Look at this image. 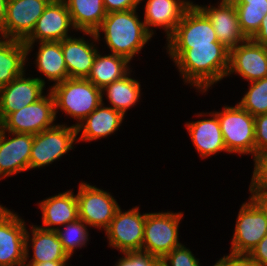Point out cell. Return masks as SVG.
<instances>
[{
    "label": "cell",
    "instance_id": "obj_12",
    "mask_svg": "<svg viewBox=\"0 0 267 266\" xmlns=\"http://www.w3.org/2000/svg\"><path fill=\"white\" fill-rule=\"evenodd\" d=\"M70 28L75 30L65 1L51 0L37 20L32 33L23 41L27 47V55L31 53L35 42H60L70 37Z\"/></svg>",
    "mask_w": 267,
    "mask_h": 266
},
{
    "label": "cell",
    "instance_id": "obj_13",
    "mask_svg": "<svg viewBox=\"0 0 267 266\" xmlns=\"http://www.w3.org/2000/svg\"><path fill=\"white\" fill-rule=\"evenodd\" d=\"M26 222L0 205V266H24Z\"/></svg>",
    "mask_w": 267,
    "mask_h": 266
},
{
    "label": "cell",
    "instance_id": "obj_15",
    "mask_svg": "<svg viewBox=\"0 0 267 266\" xmlns=\"http://www.w3.org/2000/svg\"><path fill=\"white\" fill-rule=\"evenodd\" d=\"M234 73L249 82L267 77V47L247 39L232 48L227 76Z\"/></svg>",
    "mask_w": 267,
    "mask_h": 266
},
{
    "label": "cell",
    "instance_id": "obj_30",
    "mask_svg": "<svg viewBox=\"0 0 267 266\" xmlns=\"http://www.w3.org/2000/svg\"><path fill=\"white\" fill-rule=\"evenodd\" d=\"M88 225L80 218L67 223L63 228L56 229L58 239L62 243L64 251L71 258L76 248L86 246L89 241Z\"/></svg>",
    "mask_w": 267,
    "mask_h": 266
},
{
    "label": "cell",
    "instance_id": "obj_16",
    "mask_svg": "<svg viewBox=\"0 0 267 266\" xmlns=\"http://www.w3.org/2000/svg\"><path fill=\"white\" fill-rule=\"evenodd\" d=\"M6 134L0 127V180L29 170L33 134L13 133ZM13 136L12 138L7 136Z\"/></svg>",
    "mask_w": 267,
    "mask_h": 266
},
{
    "label": "cell",
    "instance_id": "obj_9",
    "mask_svg": "<svg viewBox=\"0 0 267 266\" xmlns=\"http://www.w3.org/2000/svg\"><path fill=\"white\" fill-rule=\"evenodd\" d=\"M166 41V49H190L192 46L219 42L210 20L195 4L185 11L180 23Z\"/></svg>",
    "mask_w": 267,
    "mask_h": 266
},
{
    "label": "cell",
    "instance_id": "obj_11",
    "mask_svg": "<svg viewBox=\"0 0 267 266\" xmlns=\"http://www.w3.org/2000/svg\"><path fill=\"white\" fill-rule=\"evenodd\" d=\"M139 210L138 206L124 212L121 208L117 210L105 230L109 247L117 249L120 253L142 251L146 213L141 215Z\"/></svg>",
    "mask_w": 267,
    "mask_h": 266
},
{
    "label": "cell",
    "instance_id": "obj_28",
    "mask_svg": "<svg viewBox=\"0 0 267 266\" xmlns=\"http://www.w3.org/2000/svg\"><path fill=\"white\" fill-rule=\"evenodd\" d=\"M129 61L115 54H96L90 74L86 78L96 87L103 89L106 85L125 76L130 70Z\"/></svg>",
    "mask_w": 267,
    "mask_h": 266
},
{
    "label": "cell",
    "instance_id": "obj_31",
    "mask_svg": "<svg viewBox=\"0 0 267 266\" xmlns=\"http://www.w3.org/2000/svg\"><path fill=\"white\" fill-rule=\"evenodd\" d=\"M237 10L241 31L251 39L261 26L267 14V4H234Z\"/></svg>",
    "mask_w": 267,
    "mask_h": 266
},
{
    "label": "cell",
    "instance_id": "obj_46",
    "mask_svg": "<svg viewBox=\"0 0 267 266\" xmlns=\"http://www.w3.org/2000/svg\"><path fill=\"white\" fill-rule=\"evenodd\" d=\"M154 266H166L163 261L160 259Z\"/></svg>",
    "mask_w": 267,
    "mask_h": 266
},
{
    "label": "cell",
    "instance_id": "obj_3",
    "mask_svg": "<svg viewBox=\"0 0 267 266\" xmlns=\"http://www.w3.org/2000/svg\"><path fill=\"white\" fill-rule=\"evenodd\" d=\"M55 100V115L58 110L71 116L78 123L83 121L102 102V89L86 78H68L50 87Z\"/></svg>",
    "mask_w": 267,
    "mask_h": 266
},
{
    "label": "cell",
    "instance_id": "obj_1",
    "mask_svg": "<svg viewBox=\"0 0 267 266\" xmlns=\"http://www.w3.org/2000/svg\"><path fill=\"white\" fill-rule=\"evenodd\" d=\"M167 53L184 82L196 87L200 93L227 77L230 50L220 42L190 49H167Z\"/></svg>",
    "mask_w": 267,
    "mask_h": 266
},
{
    "label": "cell",
    "instance_id": "obj_42",
    "mask_svg": "<svg viewBox=\"0 0 267 266\" xmlns=\"http://www.w3.org/2000/svg\"><path fill=\"white\" fill-rule=\"evenodd\" d=\"M68 261H47L44 263H24V266H67Z\"/></svg>",
    "mask_w": 267,
    "mask_h": 266
},
{
    "label": "cell",
    "instance_id": "obj_26",
    "mask_svg": "<svg viewBox=\"0 0 267 266\" xmlns=\"http://www.w3.org/2000/svg\"><path fill=\"white\" fill-rule=\"evenodd\" d=\"M39 49L36 52L35 63L39 73L54 81L53 85L68 79V70L65 64L63 52L61 49V41L39 42Z\"/></svg>",
    "mask_w": 267,
    "mask_h": 266
},
{
    "label": "cell",
    "instance_id": "obj_40",
    "mask_svg": "<svg viewBox=\"0 0 267 266\" xmlns=\"http://www.w3.org/2000/svg\"><path fill=\"white\" fill-rule=\"evenodd\" d=\"M251 40L267 47V14L264 16L260 28Z\"/></svg>",
    "mask_w": 267,
    "mask_h": 266
},
{
    "label": "cell",
    "instance_id": "obj_33",
    "mask_svg": "<svg viewBox=\"0 0 267 266\" xmlns=\"http://www.w3.org/2000/svg\"><path fill=\"white\" fill-rule=\"evenodd\" d=\"M253 158L254 169L249 191L267 194V152L256 154Z\"/></svg>",
    "mask_w": 267,
    "mask_h": 266
},
{
    "label": "cell",
    "instance_id": "obj_5",
    "mask_svg": "<svg viewBox=\"0 0 267 266\" xmlns=\"http://www.w3.org/2000/svg\"><path fill=\"white\" fill-rule=\"evenodd\" d=\"M182 217V212L146 213L142 251L162 259L180 246L178 229Z\"/></svg>",
    "mask_w": 267,
    "mask_h": 266
},
{
    "label": "cell",
    "instance_id": "obj_25",
    "mask_svg": "<svg viewBox=\"0 0 267 266\" xmlns=\"http://www.w3.org/2000/svg\"><path fill=\"white\" fill-rule=\"evenodd\" d=\"M27 57L23 41L0 39V89L25 72Z\"/></svg>",
    "mask_w": 267,
    "mask_h": 266
},
{
    "label": "cell",
    "instance_id": "obj_2",
    "mask_svg": "<svg viewBox=\"0 0 267 266\" xmlns=\"http://www.w3.org/2000/svg\"><path fill=\"white\" fill-rule=\"evenodd\" d=\"M137 8L107 13L95 35L100 41V31L111 54L125 57L129 62L151 39L144 21L139 19Z\"/></svg>",
    "mask_w": 267,
    "mask_h": 266
},
{
    "label": "cell",
    "instance_id": "obj_4",
    "mask_svg": "<svg viewBox=\"0 0 267 266\" xmlns=\"http://www.w3.org/2000/svg\"><path fill=\"white\" fill-rule=\"evenodd\" d=\"M220 122L221 132L228 153L255 156V122L254 116L239 104L224 106L215 112Z\"/></svg>",
    "mask_w": 267,
    "mask_h": 266
},
{
    "label": "cell",
    "instance_id": "obj_19",
    "mask_svg": "<svg viewBox=\"0 0 267 266\" xmlns=\"http://www.w3.org/2000/svg\"><path fill=\"white\" fill-rule=\"evenodd\" d=\"M139 0V3H142ZM144 24L148 33L153 36L150 27L162 28L168 39L180 23L185 11L193 4L190 0H146Z\"/></svg>",
    "mask_w": 267,
    "mask_h": 266
},
{
    "label": "cell",
    "instance_id": "obj_6",
    "mask_svg": "<svg viewBox=\"0 0 267 266\" xmlns=\"http://www.w3.org/2000/svg\"><path fill=\"white\" fill-rule=\"evenodd\" d=\"M76 126L56 124L36 135L31 147L29 170L48 166L73 149L77 140Z\"/></svg>",
    "mask_w": 267,
    "mask_h": 266
},
{
    "label": "cell",
    "instance_id": "obj_32",
    "mask_svg": "<svg viewBox=\"0 0 267 266\" xmlns=\"http://www.w3.org/2000/svg\"><path fill=\"white\" fill-rule=\"evenodd\" d=\"M249 89L238 104L252 116L267 113V77L249 82Z\"/></svg>",
    "mask_w": 267,
    "mask_h": 266
},
{
    "label": "cell",
    "instance_id": "obj_34",
    "mask_svg": "<svg viewBox=\"0 0 267 266\" xmlns=\"http://www.w3.org/2000/svg\"><path fill=\"white\" fill-rule=\"evenodd\" d=\"M161 260L166 266H201L199 259L183 244L175 247Z\"/></svg>",
    "mask_w": 267,
    "mask_h": 266
},
{
    "label": "cell",
    "instance_id": "obj_22",
    "mask_svg": "<svg viewBox=\"0 0 267 266\" xmlns=\"http://www.w3.org/2000/svg\"><path fill=\"white\" fill-rule=\"evenodd\" d=\"M31 235L26 230L25 262L29 261V247H32L33 256L27 263H44L47 261H68L70 257L64 251L57 233L32 225ZM31 237V238H30ZM30 239V240H29ZM30 241L32 244H30ZM30 244V245H29Z\"/></svg>",
    "mask_w": 267,
    "mask_h": 266
},
{
    "label": "cell",
    "instance_id": "obj_29",
    "mask_svg": "<svg viewBox=\"0 0 267 266\" xmlns=\"http://www.w3.org/2000/svg\"><path fill=\"white\" fill-rule=\"evenodd\" d=\"M130 71L122 78L106 85L102 89V97L106 93L107 99L113 109L121 112L125 116V112L136 105L141 96V84L138 80L131 78Z\"/></svg>",
    "mask_w": 267,
    "mask_h": 266
},
{
    "label": "cell",
    "instance_id": "obj_21",
    "mask_svg": "<svg viewBox=\"0 0 267 266\" xmlns=\"http://www.w3.org/2000/svg\"><path fill=\"white\" fill-rule=\"evenodd\" d=\"M72 190L58 193L38 203L42 210V229L55 231L79 219L78 201ZM57 226V227H55Z\"/></svg>",
    "mask_w": 267,
    "mask_h": 266
},
{
    "label": "cell",
    "instance_id": "obj_27",
    "mask_svg": "<svg viewBox=\"0 0 267 266\" xmlns=\"http://www.w3.org/2000/svg\"><path fill=\"white\" fill-rule=\"evenodd\" d=\"M76 31L96 32L107 15L103 0H64Z\"/></svg>",
    "mask_w": 267,
    "mask_h": 266
},
{
    "label": "cell",
    "instance_id": "obj_41",
    "mask_svg": "<svg viewBox=\"0 0 267 266\" xmlns=\"http://www.w3.org/2000/svg\"><path fill=\"white\" fill-rule=\"evenodd\" d=\"M249 197L260 207L267 218V194L251 193Z\"/></svg>",
    "mask_w": 267,
    "mask_h": 266
},
{
    "label": "cell",
    "instance_id": "obj_45",
    "mask_svg": "<svg viewBox=\"0 0 267 266\" xmlns=\"http://www.w3.org/2000/svg\"><path fill=\"white\" fill-rule=\"evenodd\" d=\"M213 266H223V257L220 258Z\"/></svg>",
    "mask_w": 267,
    "mask_h": 266
},
{
    "label": "cell",
    "instance_id": "obj_36",
    "mask_svg": "<svg viewBox=\"0 0 267 266\" xmlns=\"http://www.w3.org/2000/svg\"><path fill=\"white\" fill-rule=\"evenodd\" d=\"M255 122V155L267 152V113L254 117Z\"/></svg>",
    "mask_w": 267,
    "mask_h": 266
},
{
    "label": "cell",
    "instance_id": "obj_24",
    "mask_svg": "<svg viewBox=\"0 0 267 266\" xmlns=\"http://www.w3.org/2000/svg\"><path fill=\"white\" fill-rule=\"evenodd\" d=\"M124 119V115L113 109L105 106L102 102L93 112H91L77 126V134L82 131L77 141H93L101 138H106L112 133L119 130Z\"/></svg>",
    "mask_w": 267,
    "mask_h": 266
},
{
    "label": "cell",
    "instance_id": "obj_8",
    "mask_svg": "<svg viewBox=\"0 0 267 266\" xmlns=\"http://www.w3.org/2000/svg\"><path fill=\"white\" fill-rule=\"evenodd\" d=\"M76 197L79 218L89 227L104 229V231L109 227L120 208L116 199L108 191L99 189L87 182L79 184Z\"/></svg>",
    "mask_w": 267,
    "mask_h": 266
},
{
    "label": "cell",
    "instance_id": "obj_20",
    "mask_svg": "<svg viewBox=\"0 0 267 266\" xmlns=\"http://www.w3.org/2000/svg\"><path fill=\"white\" fill-rule=\"evenodd\" d=\"M83 34L90 35L93 42L84 40L83 36L82 38L67 37L61 41L69 78H87L98 53V47L94 44L98 42L95 33L83 32Z\"/></svg>",
    "mask_w": 267,
    "mask_h": 266
},
{
    "label": "cell",
    "instance_id": "obj_17",
    "mask_svg": "<svg viewBox=\"0 0 267 266\" xmlns=\"http://www.w3.org/2000/svg\"><path fill=\"white\" fill-rule=\"evenodd\" d=\"M42 78L26 77L25 72L0 89V123L10 114L36 102L46 88Z\"/></svg>",
    "mask_w": 267,
    "mask_h": 266
},
{
    "label": "cell",
    "instance_id": "obj_37",
    "mask_svg": "<svg viewBox=\"0 0 267 266\" xmlns=\"http://www.w3.org/2000/svg\"><path fill=\"white\" fill-rule=\"evenodd\" d=\"M107 13L135 9L140 4L139 0H103Z\"/></svg>",
    "mask_w": 267,
    "mask_h": 266
},
{
    "label": "cell",
    "instance_id": "obj_44",
    "mask_svg": "<svg viewBox=\"0 0 267 266\" xmlns=\"http://www.w3.org/2000/svg\"><path fill=\"white\" fill-rule=\"evenodd\" d=\"M234 4H267V0H231Z\"/></svg>",
    "mask_w": 267,
    "mask_h": 266
},
{
    "label": "cell",
    "instance_id": "obj_38",
    "mask_svg": "<svg viewBox=\"0 0 267 266\" xmlns=\"http://www.w3.org/2000/svg\"><path fill=\"white\" fill-rule=\"evenodd\" d=\"M223 266H257L249 255L234 254L223 256Z\"/></svg>",
    "mask_w": 267,
    "mask_h": 266
},
{
    "label": "cell",
    "instance_id": "obj_35",
    "mask_svg": "<svg viewBox=\"0 0 267 266\" xmlns=\"http://www.w3.org/2000/svg\"><path fill=\"white\" fill-rule=\"evenodd\" d=\"M160 259L144 251H126L115 266H154Z\"/></svg>",
    "mask_w": 267,
    "mask_h": 266
},
{
    "label": "cell",
    "instance_id": "obj_7",
    "mask_svg": "<svg viewBox=\"0 0 267 266\" xmlns=\"http://www.w3.org/2000/svg\"><path fill=\"white\" fill-rule=\"evenodd\" d=\"M55 100L49 90L36 102L10 113L0 127L6 132L28 133L36 135L55 126Z\"/></svg>",
    "mask_w": 267,
    "mask_h": 266
},
{
    "label": "cell",
    "instance_id": "obj_14",
    "mask_svg": "<svg viewBox=\"0 0 267 266\" xmlns=\"http://www.w3.org/2000/svg\"><path fill=\"white\" fill-rule=\"evenodd\" d=\"M51 0H8L2 39L24 41Z\"/></svg>",
    "mask_w": 267,
    "mask_h": 266
},
{
    "label": "cell",
    "instance_id": "obj_43",
    "mask_svg": "<svg viewBox=\"0 0 267 266\" xmlns=\"http://www.w3.org/2000/svg\"><path fill=\"white\" fill-rule=\"evenodd\" d=\"M8 0H0V29L4 25Z\"/></svg>",
    "mask_w": 267,
    "mask_h": 266
},
{
    "label": "cell",
    "instance_id": "obj_39",
    "mask_svg": "<svg viewBox=\"0 0 267 266\" xmlns=\"http://www.w3.org/2000/svg\"><path fill=\"white\" fill-rule=\"evenodd\" d=\"M249 256L257 266H267V234L250 252Z\"/></svg>",
    "mask_w": 267,
    "mask_h": 266
},
{
    "label": "cell",
    "instance_id": "obj_23",
    "mask_svg": "<svg viewBox=\"0 0 267 266\" xmlns=\"http://www.w3.org/2000/svg\"><path fill=\"white\" fill-rule=\"evenodd\" d=\"M209 116L212 118L185 124L200 158L211 157L222 151L227 152L218 117L214 112H210Z\"/></svg>",
    "mask_w": 267,
    "mask_h": 266
},
{
    "label": "cell",
    "instance_id": "obj_18",
    "mask_svg": "<svg viewBox=\"0 0 267 266\" xmlns=\"http://www.w3.org/2000/svg\"><path fill=\"white\" fill-rule=\"evenodd\" d=\"M195 5L210 20L218 41L227 49L231 50L247 40L241 31L237 10L231 0H221L217 7Z\"/></svg>",
    "mask_w": 267,
    "mask_h": 266
},
{
    "label": "cell",
    "instance_id": "obj_10",
    "mask_svg": "<svg viewBox=\"0 0 267 266\" xmlns=\"http://www.w3.org/2000/svg\"><path fill=\"white\" fill-rule=\"evenodd\" d=\"M247 201L241 205L236 219L230 250L234 254L249 255L267 234L264 212L251 198Z\"/></svg>",
    "mask_w": 267,
    "mask_h": 266
}]
</instances>
